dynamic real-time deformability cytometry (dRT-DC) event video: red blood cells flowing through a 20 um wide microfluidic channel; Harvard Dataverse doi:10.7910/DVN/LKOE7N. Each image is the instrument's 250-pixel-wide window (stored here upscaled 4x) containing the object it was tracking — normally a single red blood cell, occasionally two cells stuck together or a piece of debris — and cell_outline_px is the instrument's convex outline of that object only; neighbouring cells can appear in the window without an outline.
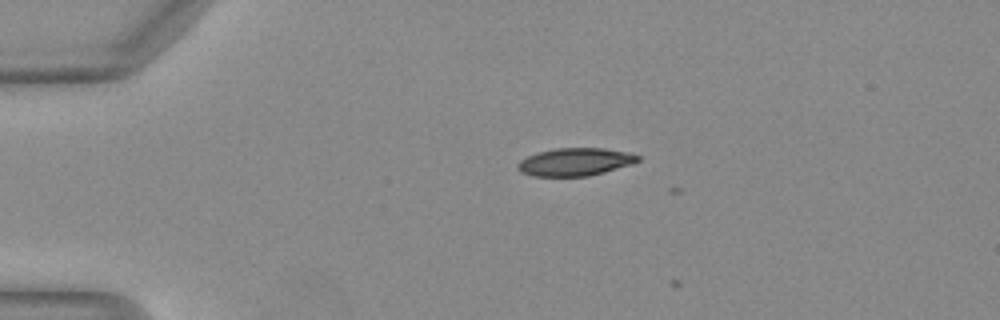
{"species": "Egyptian fruit bat (a non-hibernating species)", "species_latin": "Rousettus aegyptiacus", "temperature_condition": "warm", "stored_images_in_passage": 3, "camera_frame_rate_fps": 3000, "um_per_image_px": 0.085, "animal": {"sex": "female"}, "frame": {"image": 1, "passage_image": 2, "time_ms": 0.333, "image_size_px": [1000, 320], "cell_outline_px": [[640, 160], [632, 164], [604, 172], [588, 176], [532, 176], [520, 172], [516, 168], [516, 164], [520, 160], [528, 156], [540, 152], [556, 148], [604, 148], [628, 152], [640, 156]], "centroid_in_image_um": [48.88, 13.76], "position_along_channel_um": 36.1, "area_um2": 19.48}}